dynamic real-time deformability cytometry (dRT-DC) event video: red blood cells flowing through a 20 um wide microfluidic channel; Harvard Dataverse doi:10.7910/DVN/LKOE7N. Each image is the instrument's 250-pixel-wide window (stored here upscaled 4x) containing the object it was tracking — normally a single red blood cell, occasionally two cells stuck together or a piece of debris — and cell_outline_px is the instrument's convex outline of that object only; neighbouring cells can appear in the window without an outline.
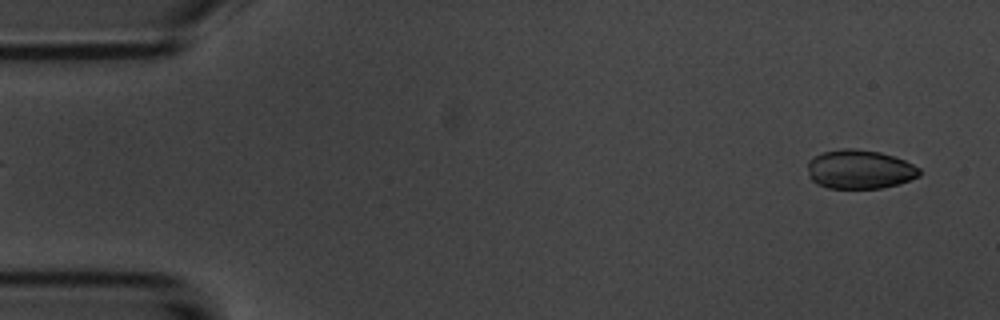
{"species": "common noctule bat (a hibernating species)", "species_latin": "Nyctalus noctula", "temperature_condition": "room temperature", "stored_images_in_passage": 6, "segment_of_instrument_passage": [2, 2], "camera_frame_rate_fps": 3000, "um_per_image_px": 0.085, "animal": {"sex": "male", "body_mass_g": 20.1, "forearm_length_mm": 53.5}, "frame": {"image": 1, "passage_image": 6, "time_ms": 5.667, "image_size_px": [1000, 320], "cell_outline_px": [[920, 176], [896, 184], [880, 188], [828, 188], [816, 184], [808, 176], [808, 160], [824, 152], [844, 148], [856, 148], [880, 152], [904, 160], [920, 168]], "centroid_in_image_um": [73.05, 14.39], "position_along_channel_um": 12.0, "area_um2": 25.32}}